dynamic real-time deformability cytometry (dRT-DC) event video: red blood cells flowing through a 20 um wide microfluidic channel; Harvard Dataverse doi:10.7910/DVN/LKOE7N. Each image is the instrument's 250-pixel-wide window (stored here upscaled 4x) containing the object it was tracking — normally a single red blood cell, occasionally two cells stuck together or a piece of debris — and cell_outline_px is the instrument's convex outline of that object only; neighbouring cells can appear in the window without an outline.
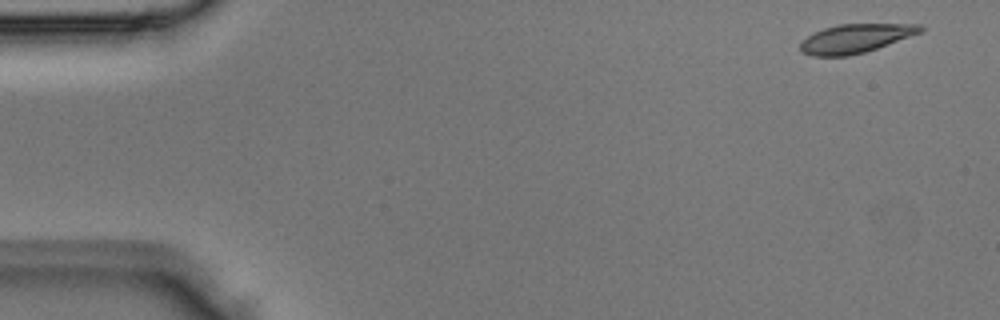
{"species": "Egyptian fruit bat (a non-hibernating species)", "species_latin": "Rousettus aegyptiacus", "temperature_condition": "room temperature", "stored_images_in_passage": 2, "camera_frame_rate_fps": 3000, "um_per_image_px": 0.085, "animal": {"sex": "male"}, "frame": {"image": 1, "passage_image": 1, "time_ms": 0.0, "image_size_px": [1000, 320], "cell_outline_px": [[924, 28], [920, 32], [876, 48], [864, 52], [848, 56], [812, 56], [800, 52], [800, 44], [812, 32], [836, 24], [924, 24]], "centroid_in_image_um": [72.66, 3.26], "position_along_channel_um": 12.3, "area_um2": 20.0}}